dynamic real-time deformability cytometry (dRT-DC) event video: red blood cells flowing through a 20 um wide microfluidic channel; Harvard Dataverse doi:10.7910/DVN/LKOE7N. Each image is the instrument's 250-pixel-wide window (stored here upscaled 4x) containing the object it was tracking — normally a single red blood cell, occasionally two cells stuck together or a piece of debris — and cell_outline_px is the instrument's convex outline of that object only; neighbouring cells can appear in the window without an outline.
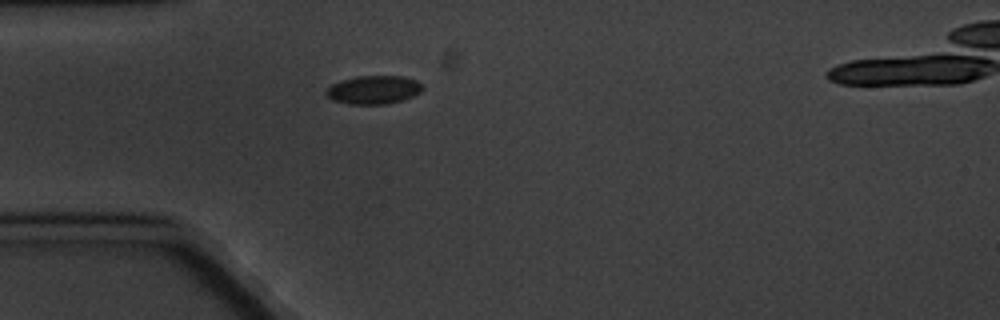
{"species": "common noctule bat (a hibernating species)", "species_latin": "Nyctalus noctula", "temperature_condition": "cold", "stored_images_in_passage": 7, "camera_frame_rate_fps": 3000, "um_per_image_px": 0.085, "animal": {"sex": "male", "body_mass_g": 20.1, "forearm_length_mm": 53.5}, "frame": {"image": 1, "passage_image": 6, "time_ms": 7.0, "image_size_px": [1000, 320], "cell_outline_px": [[424, 88], [420, 92], [404, 100], [384, 104], [348, 104], [332, 100], [324, 92], [332, 84], [340, 80], [356, 76], [404, 76], [416, 80], [424, 84]], "centroid_in_image_um": [31.77, 7.63], "position_along_channel_um": 53.2, "area_um2": 16.13}}